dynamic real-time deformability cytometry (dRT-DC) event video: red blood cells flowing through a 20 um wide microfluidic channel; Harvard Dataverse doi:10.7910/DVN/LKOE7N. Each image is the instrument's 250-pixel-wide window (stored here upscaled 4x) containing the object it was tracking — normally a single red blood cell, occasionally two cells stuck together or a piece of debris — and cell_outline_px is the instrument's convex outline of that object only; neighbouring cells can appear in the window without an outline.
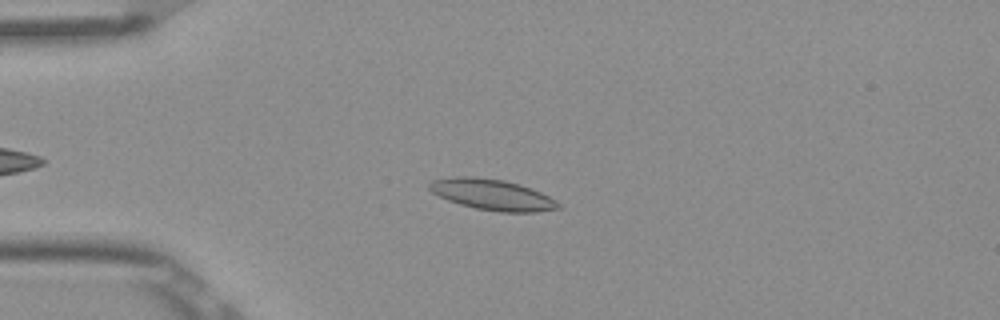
{"species": "Egyptian fruit bat (a non-hibernating species)", "species_latin": "Rousettus aegyptiacus", "temperature_condition": "room temperature", "stored_images_in_passage": 50, "camera_frame_rate_fps": 3000, "um_per_image_px": 0.085, "frame": {"image": 1, "passage_image": 11, "time_ms": 3.333, "image_size_px": [1000, 320], "cell_outline_px": [[560, 208], [536, 212], [500, 212], [476, 208], [460, 204], [448, 200], [432, 192], [428, 188], [428, 184], [432, 180], [456, 176], [476, 176], [504, 180], [520, 184], [540, 192], [556, 200], [560, 204]], "centroid_in_image_um": [41.83, 16.53], "position_along_channel_um": 43.2, "area_um2": 23.18}}
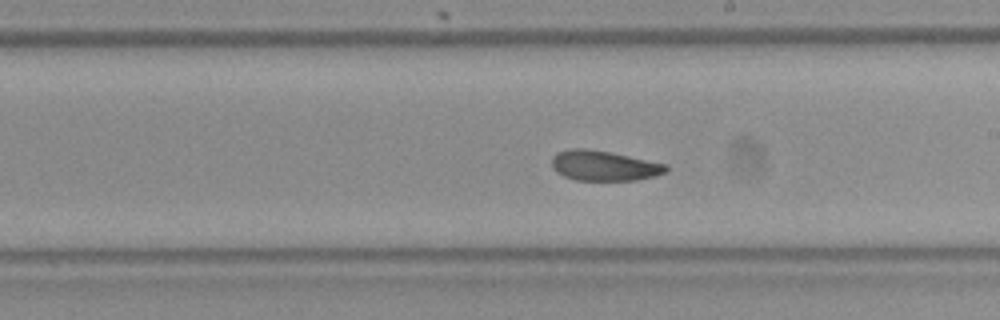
{"frame": {"image": 2, "passage_image": 28, "time_ms": 9.0, "image_size_px": [1000, 320], "cell_outline_px": [[668, 168], [664, 172], [656, 176], [636, 180], [576, 180], [564, 176], [556, 172], [552, 168], [552, 156], [556, 152], [572, 148], [584, 148], [608, 152], [668, 164]], "centroid_in_image_um": [51.31, 14.08], "position_along_channel_um": 237.7, "area_um2": 20.0}}
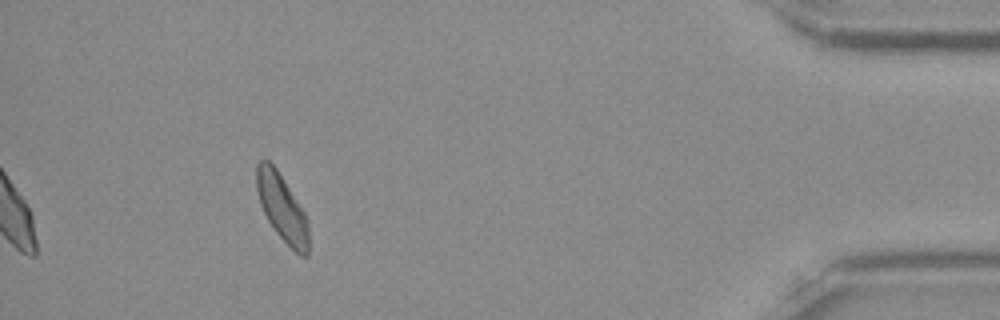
{"frame": {"image": 3, "passage_image": 46, "time_ms": 15.0, "image_size_px": [1000, 320], "cell_outline_px": [[308, 256], [300, 256], [276, 232], [268, 220], [260, 204], [256, 188], [256, 164], [260, 160], [268, 160], [276, 168], [304, 212], [308, 220]], "centroid_in_image_um": [23.96, 17.65], "position_along_channel_um": 411.2, "area_um2": 20.0}, "authors_computed_cell_mechanics": {"area_um2": 20.9525, "velocity_mm_per_s": 3.8551, "shape_relaxation_time_tau1_ms": 3.7742, "shape_relaxation_time_tau2_ms": 2.9104, "deformation_change_tau1": 0.0959, "deformation_change_tau2": 0.0876}}